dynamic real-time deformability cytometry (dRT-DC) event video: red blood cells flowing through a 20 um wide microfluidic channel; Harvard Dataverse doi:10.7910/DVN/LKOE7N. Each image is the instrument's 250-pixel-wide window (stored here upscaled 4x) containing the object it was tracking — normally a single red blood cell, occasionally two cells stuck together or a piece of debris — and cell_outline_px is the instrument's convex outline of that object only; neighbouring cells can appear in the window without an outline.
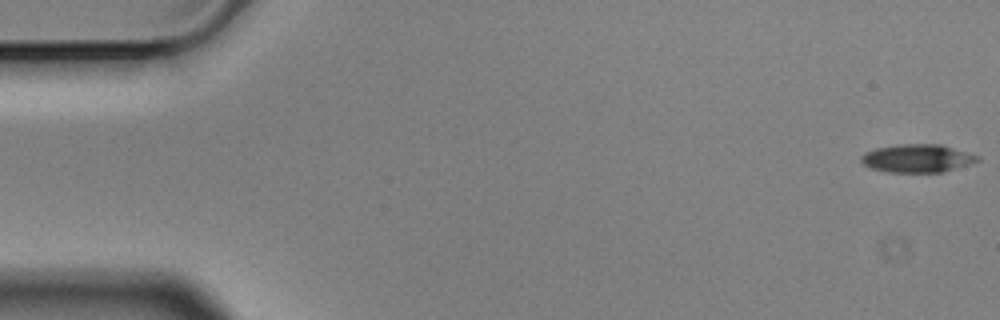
{"species": "Egyptian fruit bat (a non-hibernating species)", "species_latin": "Rousettus aegyptiacus", "temperature_condition": "cold", "stored_images_in_passage": 4, "camera_frame_rate_fps": 3000, "um_per_image_px": 0.085, "animal": {"sex": "male"}, "frame": {"image": 1, "passage_image": 1, "time_ms": 0.0, "image_size_px": [1000, 320], "cell_outline_px": [[980, 160], [972, 164], [944, 172], [888, 172], [872, 168], [864, 164], [860, 160], [860, 156], [864, 152], [876, 148], [896, 144], [940, 144], [980, 156]], "centroid_in_image_um": [77.98, 13.45], "position_along_channel_um": 7.0, "area_um2": 19.19}}
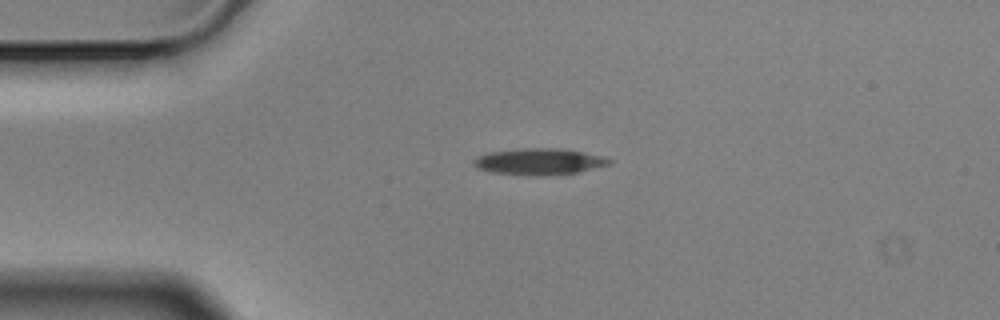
{"frame": {"image": 2, "passage_image": 4, "time_ms": 1.0, "image_size_px": [1000, 320], "cell_outline_px": [[612, 164], [580, 172], [540, 176], [532, 176], [492, 172], [480, 168], [472, 164], [472, 160], [488, 152], [524, 148], [560, 148], [584, 152], [604, 156], [612, 160]], "centroid_in_image_um": [45.88, 13.73], "position_along_channel_um": 39.1, "area_um2": 20.98}}